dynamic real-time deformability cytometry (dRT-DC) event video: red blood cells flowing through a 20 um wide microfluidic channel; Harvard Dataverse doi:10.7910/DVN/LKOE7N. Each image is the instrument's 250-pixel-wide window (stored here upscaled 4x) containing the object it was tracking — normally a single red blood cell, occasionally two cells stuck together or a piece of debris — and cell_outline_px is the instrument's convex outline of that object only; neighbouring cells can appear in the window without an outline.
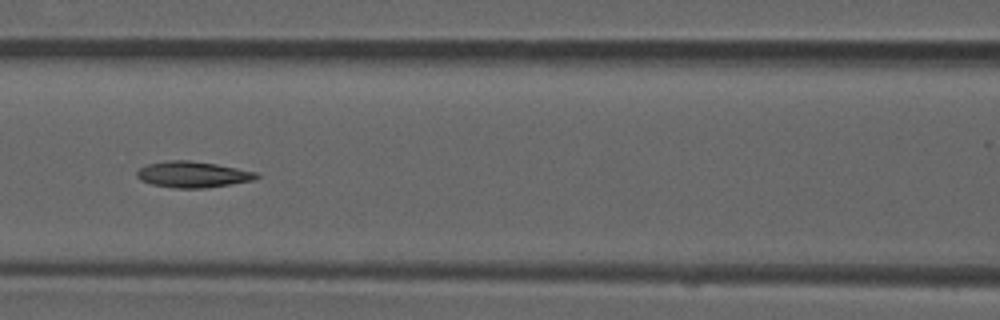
{"species": "common noctule bat (a hibernating species)", "species_latin": "Nyctalus noctula", "temperature_condition": "room temperature", "stored_images_in_passage": 7, "camera_frame_rate_fps": 3000, "um_per_image_px": 0.085, "animal": {"sex": "male", "forearm_length_mm": 52.5}, "frame": {"image": 1, "passage_image": 6, "time_ms": 1.667, "image_size_px": [1000, 320], "cell_outline_px": [[260, 176], [252, 180], [204, 188], [176, 188], [152, 184], [140, 180], [136, 176], [136, 172], [140, 168], [148, 164], [168, 160], [188, 160], [216, 164], [256, 172]], "centroid_in_image_um": [16.34, 14.82], "position_along_channel_um": 150.3, "area_um2": 17.92}}
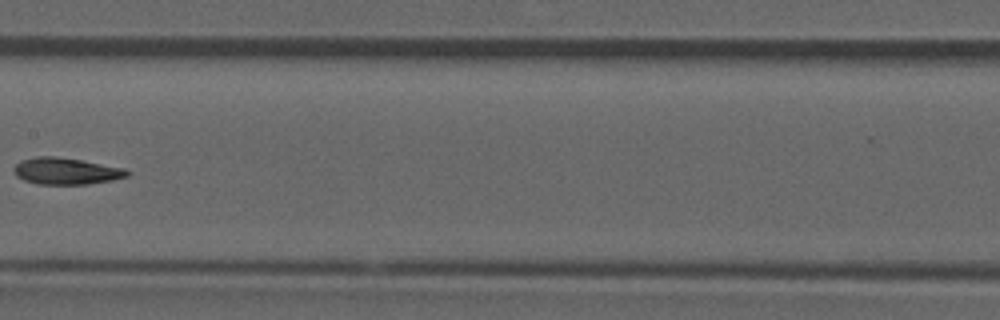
{"frame": {"image": 2, "passage_image": 7, "time_ms": 2.0, "image_size_px": [1000, 320], "cell_outline_px": [[132, 172], [128, 176], [112, 180], [88, 184], [36, 184], [24, 180], [16, 176], [12, 168], [20, 160], [36, 156], [52, 156], [80, 160], [124, 168]], "centroid_in_image_um": [5.59, 14.54], "position_along_channel_um": 201.8, "area_um2": 17.63}}